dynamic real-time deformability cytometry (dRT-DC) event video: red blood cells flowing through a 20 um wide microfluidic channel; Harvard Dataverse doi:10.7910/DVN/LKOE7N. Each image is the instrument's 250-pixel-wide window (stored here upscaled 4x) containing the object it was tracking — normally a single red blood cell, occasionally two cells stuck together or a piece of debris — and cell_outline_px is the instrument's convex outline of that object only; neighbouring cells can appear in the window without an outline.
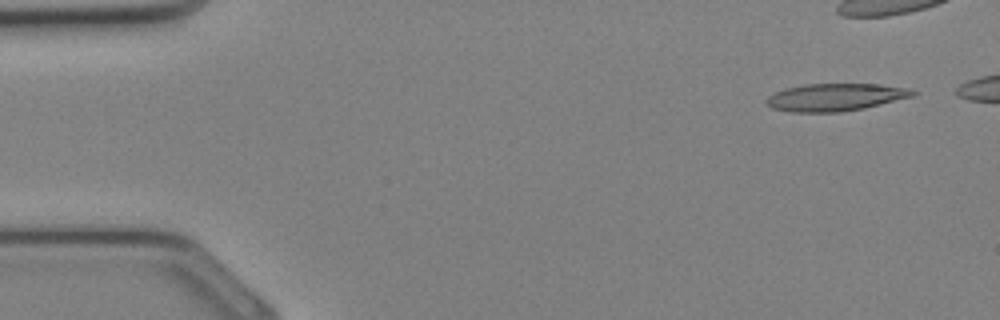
{"species": "Egyptian fruit bat (a non-hibernating species)", "species_latin": "Rousettus aegyptiacus", "temperature_condition": "cold", "stored_images_in_passage": 25, "camera_frame_rate_fps": 3000, "um_per_image_px": 0.085, "animal": {"sex": "female"}, "frame": {"image": 1, "passage_image": 1, "time_ms": 0.0, "image_size_px": [1000, 320], "cell_outline_px": [[920, 92], [912, 96], [864, 108], [840, 112], [788, 112], [772, 108], [764, 100], [768, 96], [776, 92], [788, 88], [804, 84], [876, 84], [908, 88]], "centroid_in_image_um": [70.99, 8.26], "position_along_channel_um": 14.0, "area_um2": 23.29}}